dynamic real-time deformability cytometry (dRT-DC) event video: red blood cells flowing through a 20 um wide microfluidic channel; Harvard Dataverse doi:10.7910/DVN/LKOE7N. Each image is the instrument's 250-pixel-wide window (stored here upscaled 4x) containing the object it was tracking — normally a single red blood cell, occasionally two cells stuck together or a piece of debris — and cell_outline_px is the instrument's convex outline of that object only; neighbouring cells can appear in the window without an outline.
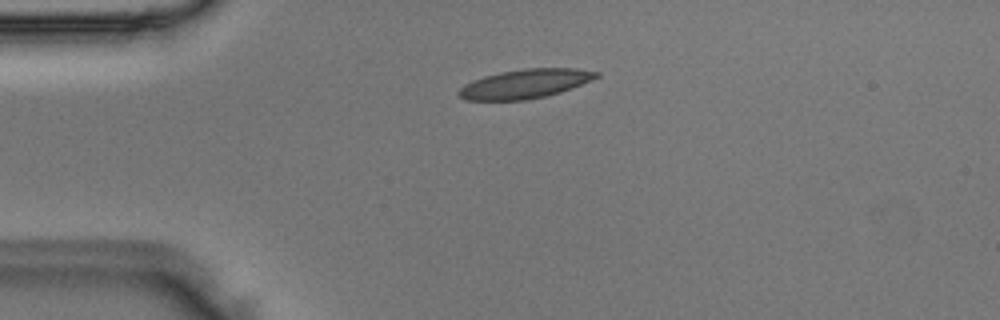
{"species": "Egyptian fruit bat (a non-hibernating species)", "species_latin": "Rousettus aegyptiacus", "temperature_condition": "room temperature", "stored_images_in_passage": 29, "camera_frame_rate_fps": 3000, "um_per_image_px": 0.085, "animal": {"sex": "male"}, "frame": {"image": 1, "passage_image": 2, "time_ms": 0.333, "image_size_px": [1000, 320], "cell_outline_px": [[600, 76], [592, 80], [572, 88], [560, 92], [544, 96], [524, 100], [464, 100], [456, 92], [464, 84], [472, 80], [484, 76], [500, 72], [524, 68], [576, 68], [600, 72]], "centroid_in_image_um": [44.63, 7.11], "position_along_channel_um": 40.4, "area_um2": 23.41}}
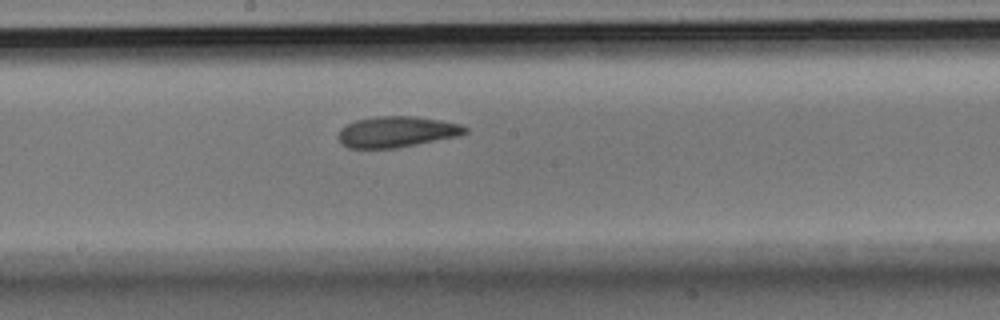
{"frame": {"image": 2, "passage_image": 17, "time_ms": 5.333, "image_size_px": [1000, 320], "cell_outline_px": [[468, 132], [456, 136], [396, 148], [348, 148], [340, 140], [340, 128], [344, 124], [356, 120], [376, 116], [412, 116], [440, 120], [460, 124], [468, 128]], "centroid_in_image_um": [33.71, 11.19], "position_along_channel_um": 214.5, "area_um2": 22.6}}
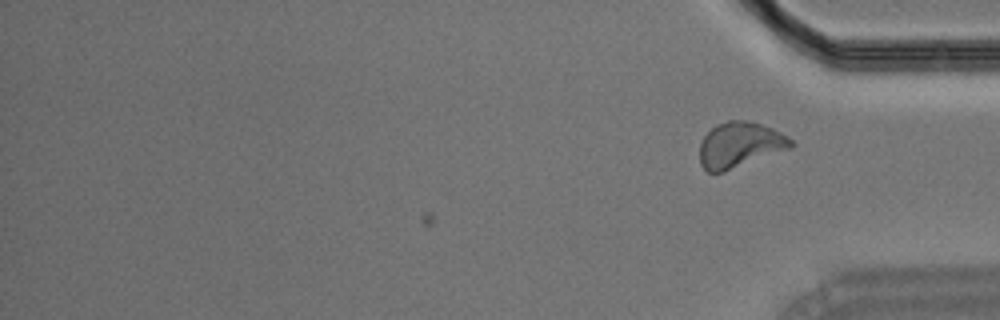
{"frame": {"image": 3, "passage_image": 29, "time_ms": 9.333, "image_size_px": [1000, 320], "cell_outline_px": [[796, 144], [792, 148], [724, 172], [708, 172], [700, 164], [700, 144], [704, 136], [716, 124], [728, 120], [748, 120], [772, 128], [788, 136]], "centroid_in_image_um": [62.91, 12.31], "position_along_channel_um": 372.3, "area_um2": 24.33}}